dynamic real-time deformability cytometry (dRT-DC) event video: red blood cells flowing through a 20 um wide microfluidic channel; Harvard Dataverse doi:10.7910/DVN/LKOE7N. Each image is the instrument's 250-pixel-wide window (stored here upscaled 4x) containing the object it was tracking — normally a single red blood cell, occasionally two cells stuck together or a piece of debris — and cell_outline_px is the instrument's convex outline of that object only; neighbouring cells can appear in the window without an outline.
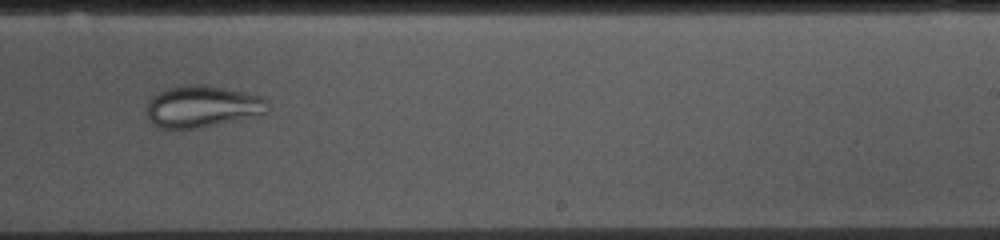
{"species": "common noctule bat (a hibernating species)", "species_latin": "Nyctalus noctula", "temperature_condition": "cold", "stored_images_in_passage": 52, "camera_frame_rate_fps": 3000, "um_per_image_px": 0.085, "animal": {"sex": "female", "body_mass_g": 10.0, "forearm_length_mm": 53.1}, "frame": {"image": 1, "passage_image": 30, "time_ms": 9.667, "image_size_px": [1000, 240], "cell_outline_px": [[268, 112], [236, 120], [196, 128], [160, 128], [152, 124], [148, 116], [148, 104], [152, 96], [168, 88], [188, 84], [192, 84], [220, 88], [244, 92], [264, 96], [268, 100]], "centroid_in_image_um": [17.21, 9.05], "position_along_channel_um": 271.8, "area_um2": 28.9}}